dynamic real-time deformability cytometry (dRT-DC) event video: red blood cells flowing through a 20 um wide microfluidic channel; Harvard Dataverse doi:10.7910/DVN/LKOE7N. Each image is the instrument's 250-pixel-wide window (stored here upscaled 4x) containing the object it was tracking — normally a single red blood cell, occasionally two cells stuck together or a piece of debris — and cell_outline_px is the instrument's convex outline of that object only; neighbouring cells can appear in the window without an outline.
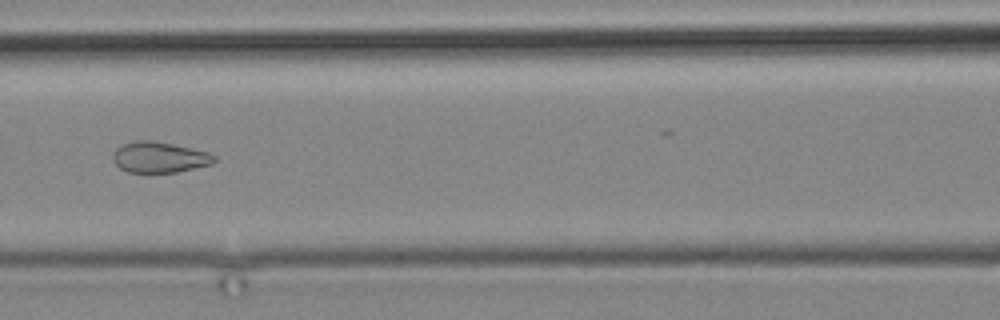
{"species": "common noctule bat (a hibernating species)", "species_latin": "Nyctalus noctula", "temperature_condition": "cold", "stored_images_in_passage": 6, "camera_frame_rate_fps": 3000, "um_per_image_px": 0.085, "animal": {"sex": "male", "body_mass_g": 19.2, "forearm_length_mm": 51.8}, "frame": {"image": 1, "passage_image": 3, "time_ms": 5.0, "image_size_px": [1000, 320], "cell_outline_px": [[216, 160], [212, 164], [176, 172], [128, 172], [120, 168], [112, 160], [112, 152], [116, 148], [124, 144], [136, 140], [152, 140], [192, 148], [208, 152], [216, 156]], "centroid_in_image_um": [13.54, 13.36], "position_along_channel_um": 153.1, "area_um2": 18.21}}
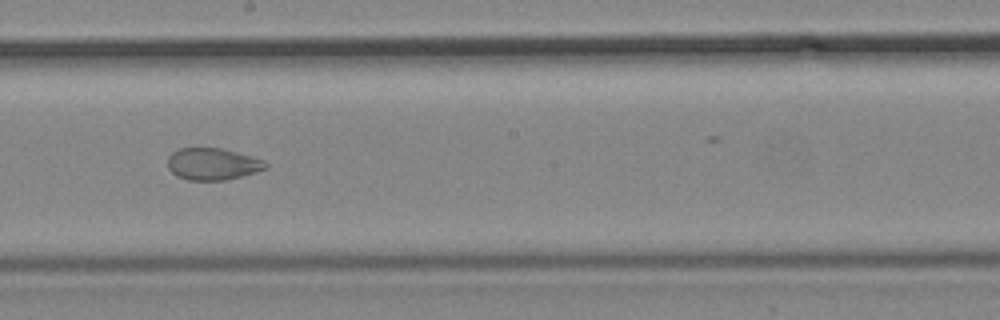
{"frame": {"image": 2, "passage_image": 5, "time_ms": 7.333, "image_size_px": [1000, 320], "cell_outline_px": [[268, 164], [264, 168], [256, 172], [224, 180], [188, 180], [176, 176], [168, 168], [168, 156], [172, 152], [180, 148], [220, 148], [236, 152], [264, 160]], "centroid_in_image_um": [18.03, 13.94], "position_along_channel_um": 230.2, "area_um2": 18.03}}
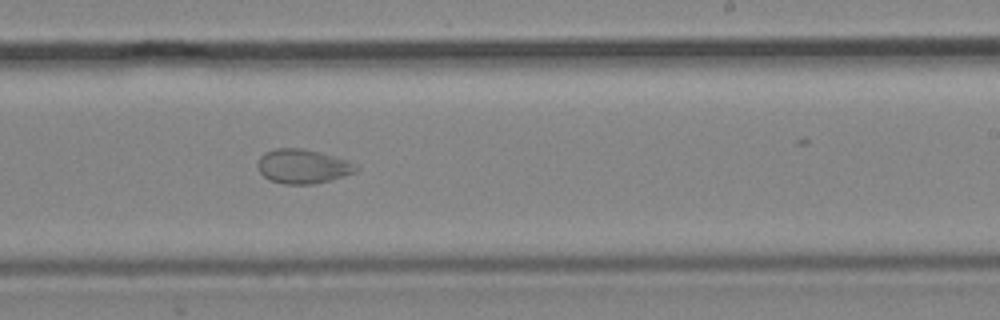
{"frame": {"image": 3, "passage_image": 6, "time_ms": 8.333, "image_size_px": [1000, 320], "cell_outline_px": [[360, 168], [356, 172], [344, 176], [312, 184], [284, 184], [268, 180], [260, 172], [256, 164], [260, 156], [264, 152], [276, 148], [300, 148], [348, 160]], "centroid_in_image_um": [25.7, 14.14], "position_along_channel_um": 263.3, "area_um2": 19.54}}